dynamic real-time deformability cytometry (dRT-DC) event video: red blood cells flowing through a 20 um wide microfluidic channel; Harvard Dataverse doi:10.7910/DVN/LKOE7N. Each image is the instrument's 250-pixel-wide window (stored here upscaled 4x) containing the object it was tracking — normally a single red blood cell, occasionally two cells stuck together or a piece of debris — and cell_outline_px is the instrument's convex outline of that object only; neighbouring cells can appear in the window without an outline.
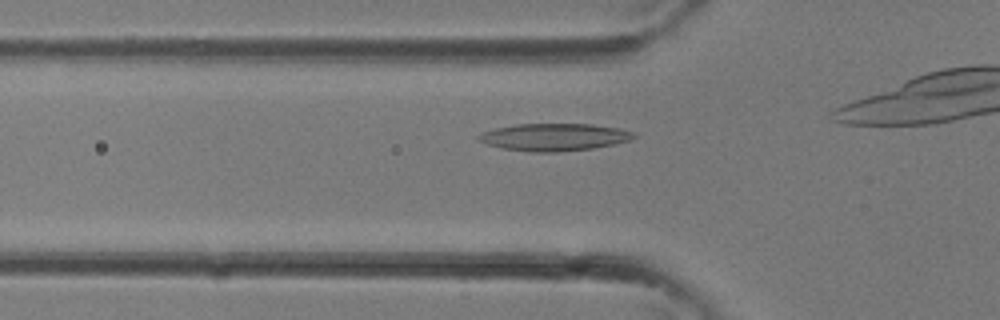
{"species": "common noctule bat (a hibernating species)", "species_latin": "Nyctalus noctula", "temperature_condition": "room temperature", "stored_images_in_passage": 5, "camera_frame_rate_fps": 3000, "um_per_image_px": 0.085, "animal": {"sex": "female"}, "frame": {"image": 1, "passage_image": 3, "time_ms": 0.667, "image_size_px": [1000, 320], "cell_outline_px": [[636, 136], [628, 140], [616, 144], [592, 148], [560, 152], [528, 152], [500, 148], [488, 144], [480, 140], [476, 136], [480, 132], [496, 128], [516, 124], [592, 124], [620, 128], [636, 132]], "centroid_in_image_um": [47.11, 11.65], "position_along_channel_um": 78.7, "area_um2": 24.91}}